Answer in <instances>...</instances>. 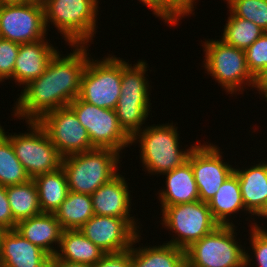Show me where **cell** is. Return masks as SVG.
I'll list each match as a JSON object with an SVG mask.
<instances>
[{
    "mask_svg": "<svg viewBox=\"0 0 267 267\" xmlns=\"http://www.w3.org/2000/svg\"><path fill=\"white\" fill-rule=\"evenodd\" d=\"M108 55L88 59L84 69L79 98L100 108L115 110L120 96L122 58Z\"/></svg>",
    "mask_w": 267,
    "mask_h": 267,
    "instance_id": "cell-10",
    "label": "cell"
},
{
    "mask_svg": "<svg viewBox=\"0 0 267 267\" xmlns=\"http://www.w3.org/2000/svg\"><path fill=\"white\" fill-rule=\"evenodd\" d=\"M37 122L63 158L95 149L87 130L69 106L49 111Z\"/></svg>",
    "mask_w": 267,
    "mask_h": 267,
    "instance_id": "cell-13",
    "label": "cell"
},
{
    "mask_svg": "<svg viewBox=\"0 0 267 267\" xmlns=\"http://www.w3.org/2000/svg\"><path fill=\"white\" fill-rule=\"evenodd\" d=\"M68 106L87 130L94 148L123 153L125 147L131 146V138L119 125L115 110L97 107L79 97Z\"/></svg>",
    "mask_w": 267,
    "mask_h": 267,
    "instance_id": "cell-11",
    "label": "cell"
},
{
    "mask_svg": "<svg viewBox=\"0 0 267 267\" xmlns=\"http://www.w3.org/2000/svg\"><path fill=\"white\" fill-rule=\"evenodd\" d=\"M254 89L267 101V67L255 79Z\"/></svg>",
    "mask_w": 267,
    "mask_h": 267,
    "instance_id": "cell-38",
    "label": "cell"
},
{
    "mask_svg": "<svg viewBox=\"0 0 267 267\" xmlns=\"http://www.w3.org/2000/svg\"><path fill=\"white\" fill-rule=\"evenodd\" d=\"M147 68L145 60H138L132 66L122 58L121 94L115 112L119 125L130 138L145 127L143 124L146 125L152 109Z\"/></svg>",
    "mask_w": 267,
    "mask_h": 267,
    "instance_id": "cell-4",
    "label": "cell"
},
{
    "mask_svg": "<svg viewBox=\"0 0 267 267\" xmlns=\"http://www.w3.org/2000/svg\"><path fill=\"white\" fill-rule=\"evenodd\" d=\"M41 0H0V2H8V3H27V2H38Z\"/></svg>",
    "mask_w": 267,
    "mask_h": 267,
    "instance_id": "cell-41",
    "label": "cell"
},
{
    "mask_svg": "<svg viewBox=\"0 0 267 267\" xmlns=\"http://www.w3.org/2000/svg\"><path fill=\"white\" fill-rule=\"evenodd\" d=\"M160 213L161 225L175 233L172 239L166 242L183 250L219 226L208 203L201 200L167 206Z\"/></svg>",
    "mask_w": 267,
    "mask_h": 267,
    "instance_id": "cell-9",
    "label": "cell"
},
{
    "mask_svg": "<svg viewBox=\"0 0 267 267\" xmlns=\"http://www.w3.org/2000/svg\"><path fill=\"white\" fill-rule=\"evenodd\" d=\"M20 44L0 37V82L13 81V72Z\"/></svg>",
    "mask_w": 267,
    "mask_h": 267,
    "instance_id": "cell-33",
    "label": "cell"
},
{
    "mask_svg": "<svg viewBox=\"0 0 267 267\" xmlns=\"http://www.w3.org/2000/svg\"><path fill=\"white\" fill-rule=\"evenodd\" d=\"M7 196L13 219L18 223L41 214L38 190L33 179L7 186Z\"/></svg>",
    "mask_w": 267,
    "mask_h": 267,
    "instance_id": "cell-27",
    "label": "cell"
},
{
    "mask_svg": "<svg viewBox=\"0 0 267 267\" xmlns=\"http://www.w3.org/2000/svg\"><path fill=\"white\" fill-rule=\"evenodd\" d=\"M42 1L0 2V37L19 44L33 43L47 37Z\"/></svg>",
    "mask_w": 267,
    "mask_h": 267,
    "instance_id": "cell-12",
    "label": "cell"
},
{
    "mask_svg": "<svg viewBox=\"0 0 267 267\" xmlns=\"http://www.w3.org/2000/svg\"><path fill=\"white\" fill-rule=\"evenodd\" d=\"M121 154L112 149H98L70 155L62 160L69 191L93 194L119 172Z\"/></svg>",
    "mask_w": 267,
    "mask_h": 267,
    "instance_id": "cell-5",
    "label": "cell"
},
{
    "mask_svg": "<svg viewBox=\"0 0 267 267\" xmlns=\"http://www.w3.org/2000/svg\"><path fill=\"white\" fill-rule=\"evenodd\" d=\"M221 40L226 44L245 50L251 46L265 31L254 22L236 17L229 11Z\"/></svg>",
    "mask_w": 267,
    "mask_h": 267,
    "instance_id": "cell-28",
    "label": "cell"
},
{
    "mask_svg": "<svg viewBox=\"0 0 267 267\" xmlns=\"http://www.w3.org/2000/svg\"><path fill=\"white\" fill-rule=\"evenodd\" d=\"M73 51L63 56L57 52L44 73L22 87L13 107L15 118L38 121L44 114L68 106L80 93L81 78L90 53L88 45H71Z\"/></svg>",
    "mask_w": 267,
    "mask_h": 267,
    "instance_id": "cell-1",
    "label": "cell"
},
{
    "mask_svg": "<svg viewBox=\"0 0 267 267\" xmlns=\"http://www.w3.org/2000/svg\"><path fill=\"white\" fill-rule=\"evenodd\" d=\"M126 178L118 173L91 194L94 215L124 218L138 233V218L131 216L132 195ZM131 196V197H130ZM138 228V229H137Z\"/></svg>",
    "mask_w": 267,
    "mask_h": 267,
    "instance_id": "cell-16",
    "label": "cell"
},
{
    "mask_svg": "<svg viewBox=\"0 0 267 267\" xmlns=\"http://www.w3.org/2000/svg\"><path fill=\"white\" fill-rule=\"evenodd\" d=\"M163 175L166 178V187H163L157 194L159 195L157 198L161 205L160 210L167 206L192 203L200 200L194 173L188 161Z\"/></svg>",
    "mask_w": 267,
    "mask_h": 267,
    "instance_id": "cell-20",
    "label": "cell"
},
{
    "mask_svg": "<svg viewBox=\"0 0 267 267\" xmlns=\"http://www.w3.org/2000/svg\"><path fill=\"white\" fill-rule=\"evenodd\" d=\"M181 18L194 15L196 0H164Z\"/></svg>",
    "mask_w": 267,
    "mask_h": 267,
    "instance_id": "cell-37",
    "label": "cell"
},
{
    "mask_svg": "<svg viewBox=\"0 0 267 267\" xmlns=\"http://www.w3.org/2000/svg\"><path fill=\"white\" fill-rule=\"evenodd\" d=\"M104 255L105 252L85 237L79 229L63 230L59 248L51 260L93 266Z\"/></svg>",
    "mask_w": 267,
    "mask_h": 267,
    "instance_id": "cell-23",
    "label": "cell"
},
{
    "mask_svg": "<svg viewBox=\"0 0 267 267\" xmlns=\"http://www.w3.org/2000/svg\"><path fill=\"white\" fill-rule=\"evenodd\" d=\"M39 197L42 213H55L60 204L66 199L69 187L65 171L62 167L33 178Z\"/></svg>",
    "mask_w": 267,
    "mask_h": 267,
    "instance_id": "cell-25",
    "label": "cell"
},
{
    "mask_svg": "<svg viewBox=\"0 0 267 267\" xmlns=\"http://www.w3.org/2000/svg\"><path fill=\"white\" fill-rule=\"evenodd\" d=\"M146 125L131 138V145L139 143L140 160L144 171L151 175H163L187 162L197 142L187 149H180V134L176 124Z\"/></svg>",
    "mask_w": 267,
    "mask_h": 267,
    "instance_id": "cell-2",
    "label": "cell"
},
{
    "mask_svg": "<svg viewBox=\"0 0 267 267\" xmlns=\"http://www.w3.org/2000/svg\"><path fill=\"white\" fill-rule=\"evenodd\" d=\"M201 46L205 53L201 67L228 94H243L246 86L254 88L255 78L247 68L244 50L228 45L221 39H205Z\"/></svg>",
    "mask_w": 267,
    "mask_h": 267,
    "instance_id": "cell-6",
    "label": "cell"
},
{
    "mask_svg": "<svg viewBox=\"0 0 267 267\" xmlns=\"http://www.w3.org/2000/svg\"><path fill=\"white\" fill-rule=\"evenodd\" d=\"M246 64L251 75L256 79L267 67V32L244 50Z\"/></svg>",
    "mask_w": 267,
    "mask_h": 267,
    "instance_id": "cell-32",
    "label": "cell"
},
{
    "mask_svg": "<svg viewBox=\"0 0 267 267\" xmlns=\"http://www.w3.org/2000/svg\"><path fill=\"white\" fill-rule=\"evenodd\" d=\"M140 3H143L144 6H147L148 9H151L152 14L155 17H159L163 22L169 24V26L178 25V22L182 18L164 1V0H138Z\"/></svg>",
    "mask_w": 267,
    "mask_h": 267,
    "instance_id": "cell-34",
    "label": "cell"
},
{
    "mask_svg": "<svg viewBox=\"0 0 267 267\" xmlns=\"http://www.w3.org/2000/svg\"><path fill=\"white\" fill-rule=\"evenodd\" d=\"M235 225H219L188 247L187 267H246V247L237 242Z\"/></svg>",
    "mask_w": 267,
    "mask_h": 267,
    "instance_id": "cell-7",
    "label": "cell"
},
{
    "mask_svg": "<svg viewBox=\"0 0 267 267\" xmlns=\"http://www.w3.org/2000/svg\"><path fill=\"white\" fill-rule=\"evenodd\" d=\"M15 230L51 257L55 256L59 248L63 232L54 213H41L37 216L21 220L17 223Z\"/></svg>",
    "mask_w": 267,
    "mask_h": 267,
    "instance_id": "cell-19",
    "label": "cell"
},
{
    "mask_svg": "<svg viewBox=\"0 0 267 267\" xmlns=\"http://www.w3.org/2000/svg\"><path fill=\"white\" fill-rule=\"evenodd\" d=\"M54 215L63 230L80 229L94 215L91 195L69 191Z\"/></svg>",
    "mask_w": 267,
    "mask_h": 267,
    "instance_id": "cell-26",
    "label": "cell"
},
{
    "mask_svg": "<svg viewBox=\"0 0 267 267\" xmlns=\"http://www.w3.org/2000/svg\"><path fill=\"white\" fill-rule=\"evenodd\" d=\"M79 230L105 253L131 249L139 234L124 218L100 215H93Z\"/></svg>",
    "mask_w": 267,
    "mask_h": 267,
    "instance_id": "cell-15",
    "label": "cell"
},
{
    "mask_svg": "<svg viewBox=\"0 0 267 267\" xmlns=\"http://www.w3.org/2000/svg\"><path fill=\"white\" fill-rule=\"evenodd\" d=\"M214 219L219 225H234L232 215L245 212V205L242 200L239 180L233 172L221 185L217 193L207 202ZM229 217H231L229 219ZM232 222H231V221Z\"/></svg>",
    "mask_w": 267,
    "mask_h": 267,
    "instance_id": "cell-24",
    "label": "cell"
},
{
    "mask_svg": "<svg viewBox=\"0 0 267 267\" xmlns=\"http://www.w3.org/2000/svg\"><path fill=\"white\" fill-rule=\"evenodd\" d=\"M206 143H198L190 152L187 161L194 173L199 199L207 203L234 172L235 167L223 160L224 152L220 151L219 146Z\"/></svg>",
    "mask_w": 267,
    "mask_h": 267,
    "instance_id": "cell-14",
    "label": "cell"
},
{
    "mask_svg": "<svg viewBox=\"0 0 267 267\" xmlns=\"http://www.w3.org/2000/svg\"><path fill=\"white\" fill-rule=\"evenodd\" d=\"M245 210L250 216H256L267 201V161L243 169L234 168Z\"/></svg>",
    "mask_w": 267,
    "mask_h": 267,
    "instance_id": "cell-21",
    "label": "cell"
},
{
    "mask_svg": "<svg viewBox=\"0 0 267 267\" xmlns=\"http://www.w3.org/2000/svg\"><path fill=\"white\" fill-rule=\"evenodd\" d=\"M52 257L25 239L18 231L6 230L0 245V267H51Z\"/></svg>",
    "mask_w": 267,
    "mask_h": 267,
    "instance_id": "cell-17",
    "label": "cell"
},
{
    "mask_svg": "<svg viewBox=\"0 0 267 267\" xmlns=\"http://www.w3.org/2000/svg\"><path fill=\"white\" fill-rule=\"evenodd\" d=\"M0 225L6 230H13L17 225L10 210L7 186L2 185H0Z\"/></svg>",
    "mask_w": 267,
    "mask_h": 267,
    "instance_id": "cell-36",
    "label": "cell"
},
{
    "mask_svg": "<svg viewBox=\"0 0 267 267\" xmlns=\"http://www.w3.org/2000/svg\"><path fill=\"white\" fill-rule=\"evenodd\" d=\"M47 38L33 43L20 44L16 58L13 81L15 85L24 87L32 80L41 76L50 60L59 51Z\"/></svg>",
    "mask_w": 267,
    "mask_h": 267,
    "instance_id": "cell-18",
    "label": "cell"
},
{
    "mask_svg": "<svg viewBox=\"0 0 267 267\" xmlns=\"http://www.w3.org/2000/svg\"><path fill=\"white\" fill-rule=\"evenodd\" d=\"M92 267H131V249L117 253H105Z\"/></svg>",
    "mask_w": 267,
    "mask_h": 267,
    "instance_id": "cell-35",
    "label": "cell"
},
{
    "mask_svg": "<svg viewBox=\"0 0 267 267\" xmlns=\"http://www.w3.org/2000/svg\"><path fill=\"white\" fill-rule=\"evenodd\" d=\"M25 123L29 128L25 133L7 135L8 132H5L1 124L0 131L11 141L17 159L30 178L62 167L63 157L50 141L44 128L37 121H25Z\"/></svg>",
    "mask_w": 267,
    "mask_h": 267,
    "instance_id": "cell-8",
    "label": "cell"
},
{
    "mask_svg": "<svg viewBox=\"0 0 267 267\" xmlns=\"http://www.w3.org/2000/svg\"><path fill=\"white\" fill-rule=\"evenodd\" d=\"M44 6L45 25L56 27L65 43L89 45L97 30L98 0H41Z\"/></svg>",
    "mask_w": 267,
    "mask_h": 267,
    "instance_id": "cell-3",
    "label": "cell"
},
{
    "mask_svg": "<svg viewBox=\"0 0 267 267\" xmlns=\"http://www.w3.org/2000/svg\"><path fill=\"white\" fill-rule=\"evenodd\" d=\"M256 216H258V218L262 217V219L267 218V201L265 205L263 206V208L258 212Z\"/></svg>",
    "mask_w": 267,
    "mask_h": 267,
    "instance_id": "cell-40",
    "label": "cell"
},
{
    "mask_svg": "<svg viewBox=\"0 0 267 267\" xmlns=\"http://www.w3.org/2000/svg\"><path fill=\"white\" fill-rule=\"evenodd\" d=\"M51 267H92V266L81 263H72L68 261L51 260Z\"/></svg>",
    "mask_w": 267,
    "mask_h": 267,
    "instance_id": "cell-39",
    "label": "cell"
},
{
    "mask_svg": "<svg viewBox=\"0 0 267 267\" xmlns=\"http://www.w3.org/2000/svg\"><path fill=\"white\" fill-rule=\"evenodd\" d=\"M236 17L251 22L267 32V0H224Z\"/></svg>",
    "mask_w": 267,
    "mask_h": 267,
    "instance_id": "cell-30",
    "label": "cell"
},
{
    "mask_svg": "<svg viewBox=\"0 0 267 267\" xmlns=\"http://www.w3.org/2000/svg\"><path fill=\"white\" fill-rule=\"evenodd\" d=\"M31 178L17 159L11 141L0 131V185L22 184Z\"/></svg>",
    "mask_w": 267,
    "mask_h": 267,
    "instance_id": "cell-29",
    "label": "cell"
},
{
    "mask_svg": "<svg viewBox=\"0 0 267 267\" xmlns=\"http://www.w3.org/2000/svg\"><path fill=\"white\" fill-rule=\"evenodd\" d=\"M6 232V229L3 228L1 225H0V245H1V239H2V236L3 234Z\"/></svg>",
    "mask_w": 267,
    "mask_h": 267,
    "instance_id": "cell-42",
    "label": "cell"
},
{
    "mask_svg": "<svg viewBox=\"0 0 267 267\" xmlns=\"http://www.w3.org/2000/svg\"><path fill=\"white\" fill-rule=\"evenodd\" d=\"M250 224V246L252 247L251 254H254L253 257L249 253L246 252V267H251V261L253 259H256L252 265L256 263V267H267V229L264 227H261L259 224H257V221ZM254 224V225H253ZM251 258H250V256Z\"/></svg>",
    "mask_w": 267,
    "mask_h": 267,
    "instance_id": "cell-31",
    "label": "cell"
},
{
    "mask_svg": "<svg viewBox=\"0 0 267 267\" xmlns=\"http://www.w3.org/2000/svg\"><path fill=\"white\" fill-rule=\"evenodd\" d=\"M139 233L131 246V267H187L186 252L174 245L163 243L159 246H146L142 244L135 248L140 242Z\"/></svg>",
    "mask_w": 267,
    "mask_h": 267,
    "instance_id": "cell-22",
    "label": "cell"
}]
</instances>
